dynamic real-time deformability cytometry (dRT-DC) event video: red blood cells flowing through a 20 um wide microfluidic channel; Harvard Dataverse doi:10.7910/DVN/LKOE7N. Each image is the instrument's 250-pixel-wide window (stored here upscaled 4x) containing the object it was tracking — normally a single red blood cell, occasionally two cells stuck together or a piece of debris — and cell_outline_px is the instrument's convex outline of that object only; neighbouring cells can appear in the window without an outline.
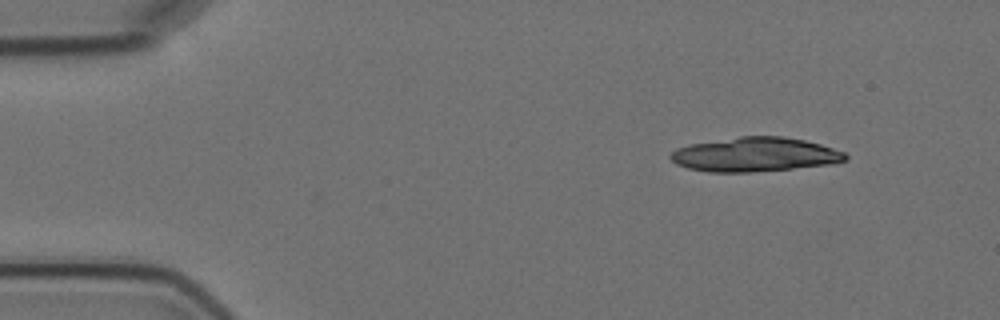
{"species": "Egyptian fruit bat (a non-hibernating species)", "species_latin": "Rousettus aegyptiacus", "temperature_condition": "cold", "stored_images_in_passage": 4, "camera_frame_rate_fps": 3000, "um_per_image_px": 0.085, "animal": {"sex": "female"}, "frame": {"image": 1, "passage_image": 1, "time_ms": 0.0, "image_size_px": [1000, 320], "cell_outline_px": [[848, 160], [832, 164], [752, 172], [708, 172], [688, 168], [676, 164], [668, 156], [676, 148], [688, 144], [740, 136], [784, 136], [804, 140], [820, 144], [844, 152], [848, 156]], "centroid_in_image_um": [64.15, 13.13], "position_along_channel_um": 20.8, "area_um2": 34.97}}